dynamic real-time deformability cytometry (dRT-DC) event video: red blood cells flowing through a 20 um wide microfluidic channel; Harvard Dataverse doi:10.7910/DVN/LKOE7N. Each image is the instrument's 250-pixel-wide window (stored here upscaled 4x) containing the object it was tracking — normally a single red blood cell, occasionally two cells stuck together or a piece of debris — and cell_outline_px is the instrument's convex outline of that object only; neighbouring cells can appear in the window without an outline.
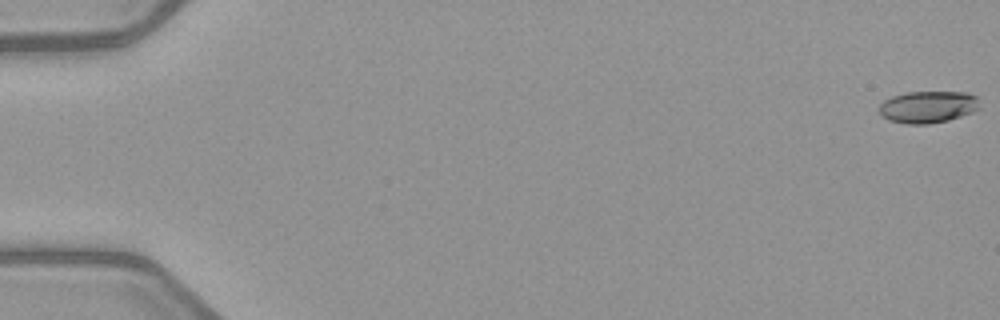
{"species": "common noctule bat (a hibernating species)", "species_latin": "Nyctalus noctula", "temperature_condition": "warm", "stored_images_in_passage": 5, "camera_frame_rate_fps": 3000, "um_per_image_px": 0.085, "animal": {"sex": "female", "body_mass_g": 21.9}, "frame": {"image": 1, "passage_image": 1, "time_ms": 0.0, "image_size_px": [1000, 320], "cell_outline_px": [[980, 108], [972, 112], [948, 120], [928, 124], [908, 124], [888, 120], [880, 112], [880, 104], [884, 100], [892, 96], [908, 92], [968, 92], [976, 96]], "centroid_in_image_um": [78.89, 9.08], "position_along_channel_um": 6.1, "area_um2": 18.61}}